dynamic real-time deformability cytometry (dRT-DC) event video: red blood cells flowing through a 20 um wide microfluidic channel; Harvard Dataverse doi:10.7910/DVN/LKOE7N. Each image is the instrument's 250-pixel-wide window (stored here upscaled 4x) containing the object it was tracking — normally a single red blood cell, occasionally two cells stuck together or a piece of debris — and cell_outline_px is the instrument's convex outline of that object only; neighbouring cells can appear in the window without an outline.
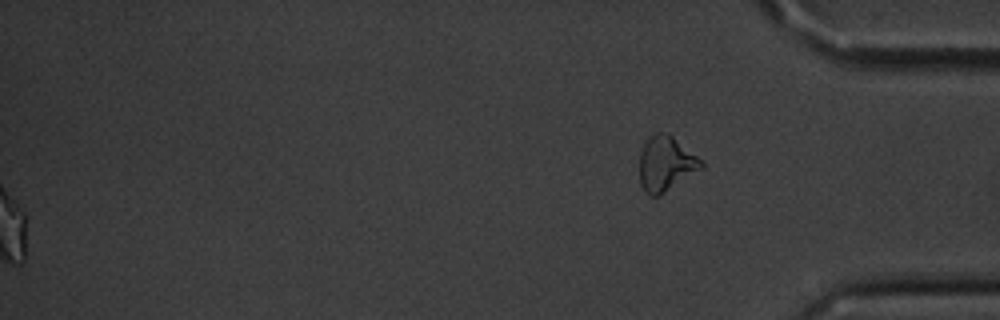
{"species": "common noctule bat (a hibernating species)", "species_latin": "Nyctalus noctula", "temperature_condition": "cold", "stored_images_in_passage": 56, "segment_of_instrument_passage": [2, 2], "camera_frame_rate_fps": 3000, "um_per_image_px": 0.085, "animal": {"sex": "male", "body_mass_g": 20.1, "forearm_length_mm": 53.5}, "frame": {"image": 1, "passage_image": 56, "time_ms": 18.333, "image_size_px": [1000, 320], "cell_outline_px": [[704, 168], [660, 196], [648, 196], [644, 192], [640, 184], [640, 152], [648, 136], [656, 132], [660, 132], [672, 136], [696, 156], [704, 164]], "centroid_in_image_um": [56.58, 13.96], "position_along_channel_um": 378.6, "area_um2": 19.83}}